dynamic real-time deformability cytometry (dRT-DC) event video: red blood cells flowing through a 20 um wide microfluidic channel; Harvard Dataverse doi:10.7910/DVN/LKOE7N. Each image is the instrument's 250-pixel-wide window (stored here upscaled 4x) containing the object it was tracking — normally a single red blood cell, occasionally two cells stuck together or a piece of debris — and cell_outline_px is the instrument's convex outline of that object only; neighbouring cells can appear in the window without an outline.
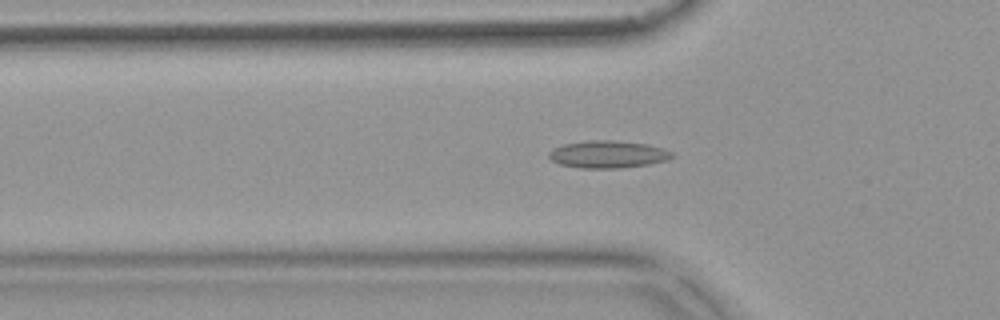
{"species": "common noctule bat (a hibernating species)", "species_latin": "Nyctalus noctula", "temperature_condition": "warm", "stored_images_in_passage": 41, "camera_frame_rate_fps": 3000, "um_per_image_px": 0.085, "animal": {"sex": "female", "body_mass_g": 18.4}, "frame": {"image": 1, "passage_image": 5, "time_ms": 1.333, "image_size_px": [1000, 320], "cell_outline_px": [[676, 156], [668, 160], [648, 164], [620, 168], [580, 168], [560, 164], [552, 160], [548, 156], [548, 152], [552, 148], [564, 144], [588, 140], [612, 140], [648, 144], [664, 148], [672, 152]], "centroid_in_image_um": [51.69, 13.11], "position_along_channel_um": 74.1, "area_um2": 19.77}}
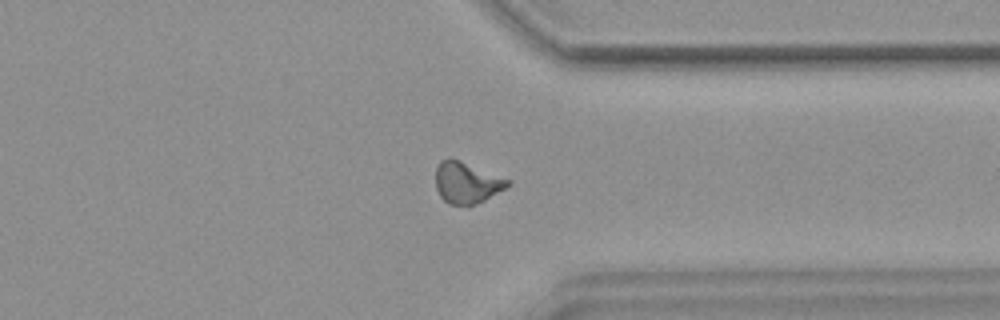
{"frame": {"image": 2, "passage_image": 29, "time_ms": 9.333, "image_size_px": [1000, 320], "cell_outline_px": [[512, 184], [484, 200], [468, 208], [448, 204], [440, 196], [436, 188], [436, 168], [440, 160], [448, 156], [452, 156], [508, 180]], "centroid_in_image_um": [39.62, 15.53], "position_along_channel_um": 371.8, "area_um2": 17.69}}
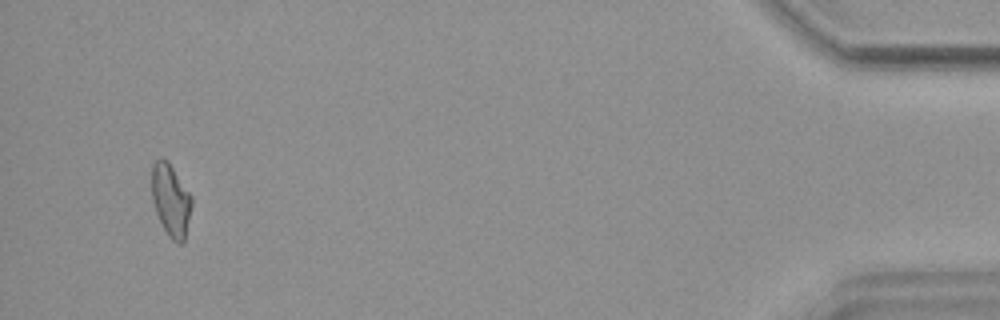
{"frame": {"image": 3, "passage_image": 39, "time_ms": 12.667, "image_size_px": [1000, 320], "cell_outline_px": [[192, 204], [184, 244], [180, 244], [172, 240], [168, 236], [156, 212], [152, 200], [152, 164], [156, 160], [168, 160], [192, 196]], "centroid_in_image_um": [14.53, 17.03], "position_along_channel_um": 420.7, "area_um2": 16.82}, "authors_computed_cell_mechanics": {"area_um2": 17.051, "velocity_mm_per_s": 3.7428, "shape_relaxation_time_tau1_ms": null, "shape_relaxation_time_tau2_ms": 3.0071, "deformation_change_tau1": null, "deformation_change_tau2": 0.0991}}